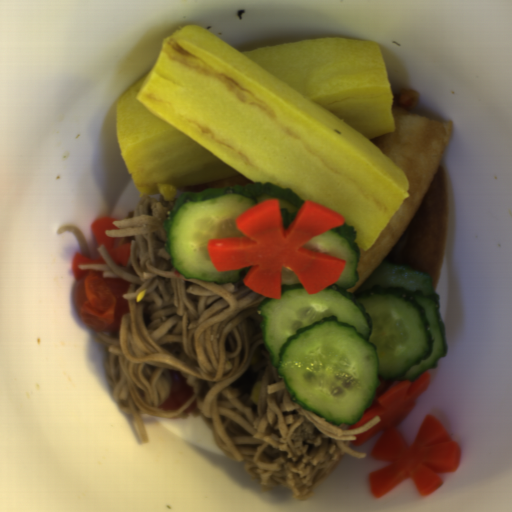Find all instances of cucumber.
Segmentation results:
<instances>
[{
    "label": "cucumber",
    "mask_w": 512,
    "mask_h": 512,
    "mask_svg": "<svg viewBox=\"0 0 512 512\" xmlns=\"http://www.w3.org/2000/svg\"><path fill=\"white\" fill-rule=\"evenodd\" d=\"M358 235L345 223L302 247L345 260L337 281L309 294L282 267L280 298L257 313L272 365L296 402L340 426L358 422L380 379L415 382L448 347L430 275L380 262L355 293Z\"/></svg>",
    "instance_id": "8b760119"
},
{
    "label": "cucumber",
    "mask_w": 512,
    "mask_h": 512,
    "mask_svg": "<svg viewBox=\"0 0 512 512\" xmlns=\"http://www.w3.org/2000/svg\"><path fill=\"white\" fill-rule=\"evenodd\" d=\"M278 200L281 220L290 225L303 201L292 189L271 182L248 183L231 188H208L202 192H183L166 216L163 245L172 267L189 278L227 284L243 281L250 267L217 271L209 253V239L246 236L236 225V218L256 204Z\"/></svg>",
    "instance_id": "586b57bf"
}]
</instances>
